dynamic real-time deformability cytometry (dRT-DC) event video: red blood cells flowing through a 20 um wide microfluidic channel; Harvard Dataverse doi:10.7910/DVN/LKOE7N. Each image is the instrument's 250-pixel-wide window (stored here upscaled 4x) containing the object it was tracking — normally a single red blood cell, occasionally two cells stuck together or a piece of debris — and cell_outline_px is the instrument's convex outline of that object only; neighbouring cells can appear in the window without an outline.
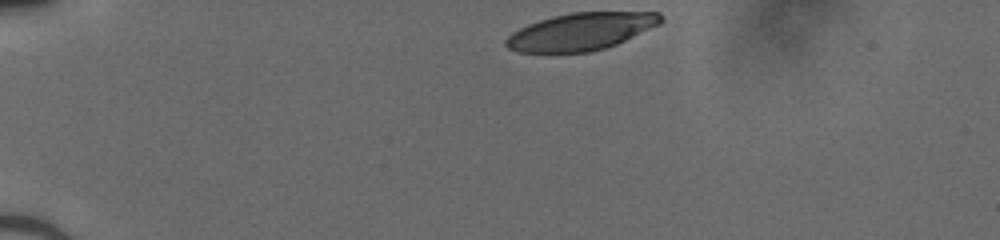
{"species": "human", "species_latin": "Homo sapiens", "temperature_condition": "cold", "stored_images_in_passage": 33, "camera_frame_rate_fps": 3000, "um_per_image_px": 0.085, "donor": {"sex": "male"}, "frame": {"image": 1, "passage_image": 1, "time_ms": 0.0, "image_size_px": [1000, 240], "cell_outline_px": [[664, 20], [660, 24], [616, 44], [604, 48], [588, 52], [520, 52], [508, 48], [504, 44], [504, 40], [512, 32], [528, 24], [552, 16], [572, 12], [660, 12], [664, 16]], "centroid_in_image_um": [49.39, 2.67], "position_along_channel_um": 35.6, "area_um2": 33.58}}
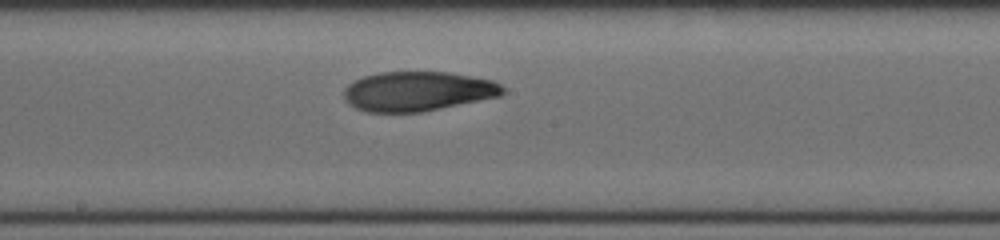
{"frame": {"image": 2, "passage_image": 19, "time_ms": 6.0, "image_size_px": [1000, 240], "cell_outline_px": [[504, 92], [500, 96], [420, 112], [368, 112], [356, 108], [348, 104], [344, 100], [344, 88], [348, 84], [364, 76], [380, 72], [448, 72], [492, 80], [500, 84], [504, 88]], "centroid_in_image_um": [35.47, 7.76], "position_along_channel_um": 212.7, "area_um2": 36.47}}
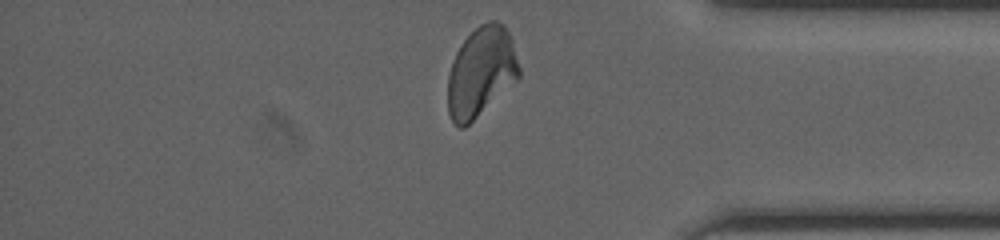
{"frame": {"image": 3, "passage_image": 33, "time_ms": 10.667, "image_size_px": [1000, 240], "cell_outline_px": [[520, 76], [516, 80], [464, 128], [460, 128], [452, 120], [448, 112], [448, 76], [456, 52], [464, 40], [480, 24], [488, 20], [496, 20], [504, 24], [512, 40], [520, 68]], "centroid_in_image_um": [40.89, 6.08], "position_along_channel_um": 394.3, "area_um2": 36.82}}